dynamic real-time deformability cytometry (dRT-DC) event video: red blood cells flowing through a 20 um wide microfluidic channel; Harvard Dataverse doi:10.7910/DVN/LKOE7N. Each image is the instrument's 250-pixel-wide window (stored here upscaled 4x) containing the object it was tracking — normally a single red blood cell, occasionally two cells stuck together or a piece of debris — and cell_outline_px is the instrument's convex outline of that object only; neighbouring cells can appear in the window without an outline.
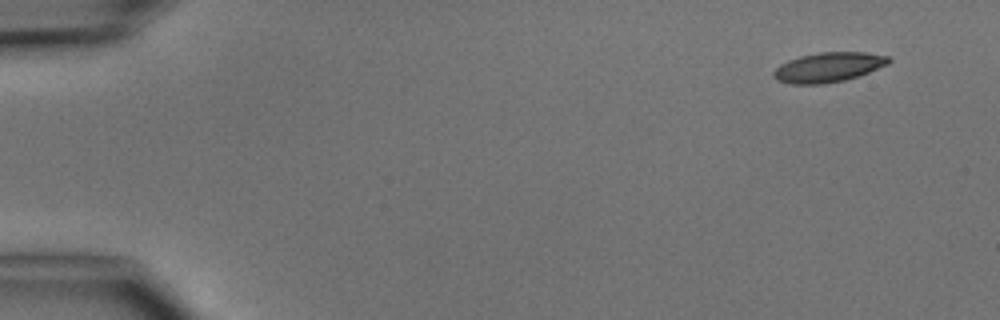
{"species": "common noctule bat (a hibernating species)", "species_latin": "Nyctalus noctula", "temperature_condition": "cold", "stored_images_in_passage": 4, "camera_frame_rate_fps": 3000, "um_per_image_px": 0.085, "animal": {"sex": "male", "body_mass_g": 15.6}, "frame": {"image": 1, "passage_image": 1, "time_ms": 0.0, "image_size_px": [1000, 320], "cell_outline_px": [[892, 60], [888, 64], [868, 72], [844, 80], [820, 84], [792, 84], [776, 80], [772, 76], [772, 72], [780, 64], [788, 60], [800, 56], [820, 52], [864, 52], [888, 56]], "centroid_in_image_um": [70.38, 5.71], "position_along_channel_um": 14.6, "area_um2": 19.83}}
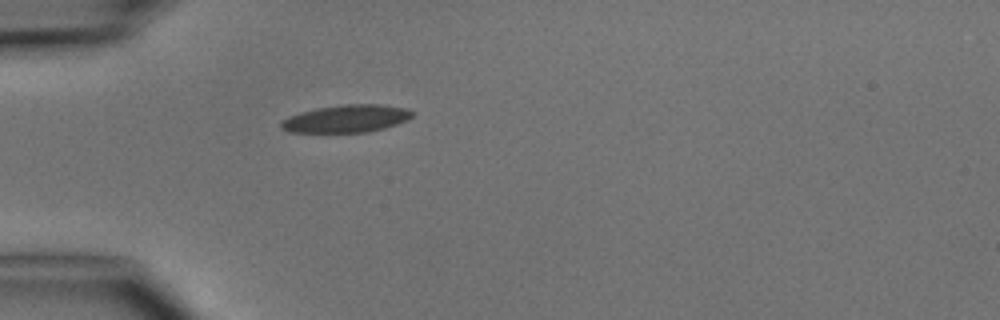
{"frame": {"image": 2, "passage_image": 4, "time_ms": 3.667, "image_size_px": [1000, 320], "cell_outline_px": [[412, 116], [408, 120], [384, 128], [368, 132], [288, 132], [280, 128], [280, 120], [288, 116], [300, 112], [316, 108], [344, 104], [380, 104], [408, 108], [412, 112]], "centroid_in_image_um": [29.41, 10.08], "position_along_channel_um": 55.6, "area_um2": 21.21}}